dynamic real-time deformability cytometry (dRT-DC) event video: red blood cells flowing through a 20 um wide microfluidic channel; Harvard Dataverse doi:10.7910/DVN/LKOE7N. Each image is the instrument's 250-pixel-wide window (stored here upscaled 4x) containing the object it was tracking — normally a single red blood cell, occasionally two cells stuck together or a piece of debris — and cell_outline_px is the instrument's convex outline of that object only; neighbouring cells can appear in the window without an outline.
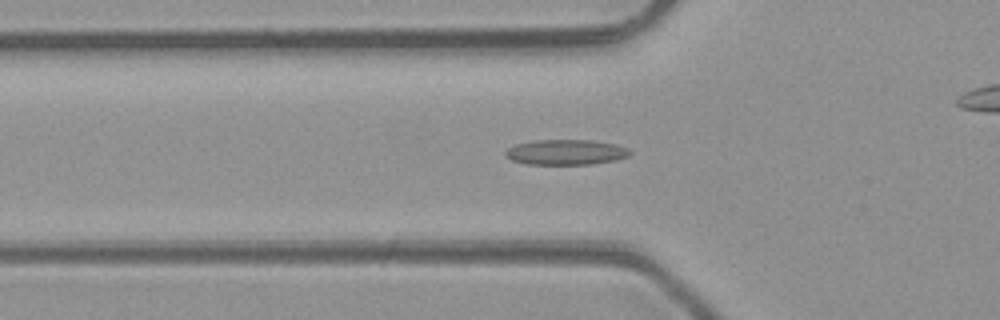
{"species": "common noctule bat (a hibernating species)", "species_latin": "Nyctalus noctula", "temperature_condition": "room temperature", "stored_images_in_passage": 43, "camera_frame_rate_fps": 3000, "um_per_image_px": 0.085, "animal": {"sex": "male", "body_mass_g": 23.1, "forearm_length_mm": 52.7}, "frame": {"image": 1, "passage_image": 10, "time_ms": 3.0, "image_size_px": [1000, 320], "cell_outline_px": [[632, 152], [628, 156], [616, 160], [592, 164], [528, 164], [512, 160], [504, 156], [504, 152], [508, 148], [516, 144], [536, 140], [592, 140], [616, 144], [628, 148]], "centroid_in_image_um": [48.11, 12.93], "position_along_channel_um": 77.7, "area_um2": 18.38}}
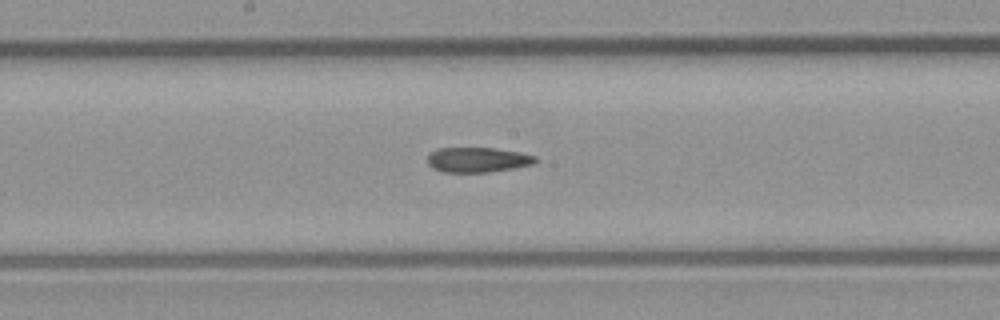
{"frame": {"image": 2, "passage_image": 19, "time_ms": 6.0, "image_size_px": [1000, 320], "cell_outline_px": [[536, 160], [532, 164], [512, 168], [488, 172], [444, 172], [432, 168], [428, 164], [428, 156], [436, 148], [492, 148], [520, 152], [536, 156]], "centroid_in_image_um": [40.57, 13.58], "position_along_channel_um": 207.6, "area_um2": 15.55}}
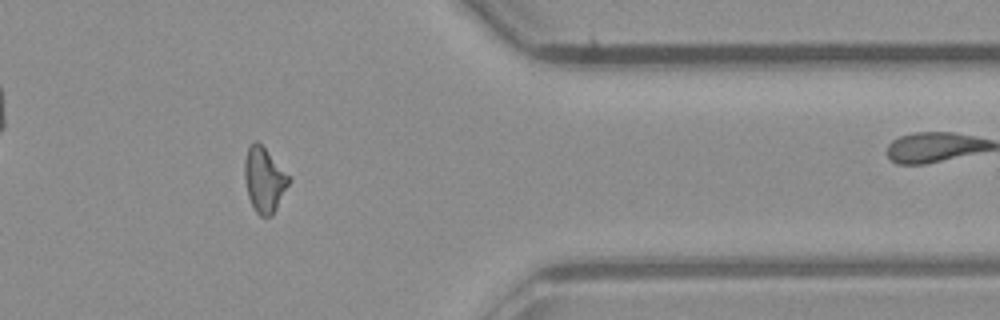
{"frame": {"image": 3, "passage_image": 33, "time_ms": 10.667, "image_size_px": [1000, 320], "cell_outline_px": [[292, 180], [272, 216], [260, 216], [256, 212], [248, 196], [244, 180], [244, 160], [248, 148], [256, 140], [264, 148]], "centroid_in_image_um": [22.45, 15.32], "position_along_channel_um": 388.9, "area_um2": 16.47}, "authors_computed_cell_mechanics": {"area_um2": 16.5886, "velocity_mm_per_s": 4.2961, "shape_relaxation_time_tau1_ms": null, "shape_relaxation_time_tau2_ms": 6.9749, "deformation_change_tau1": null, "deformation_change_tau2": 0.19}}